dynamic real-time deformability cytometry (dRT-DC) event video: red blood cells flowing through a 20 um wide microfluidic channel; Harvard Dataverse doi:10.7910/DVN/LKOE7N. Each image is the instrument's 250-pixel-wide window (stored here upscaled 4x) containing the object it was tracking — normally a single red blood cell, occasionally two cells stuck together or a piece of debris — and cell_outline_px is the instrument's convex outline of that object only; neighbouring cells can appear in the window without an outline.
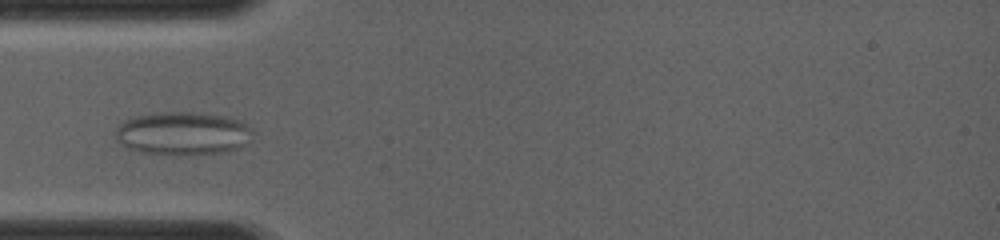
{"species": "common noctule bat (a hibernating species)", "species_latin": "Nyctalus noctula", "temperature_condition": "room temperature", "stored_images_in_passage": 15, "camera_frame_rate_fps": 4000, "um_per_image_px": 0.085, "animal": {"sex": "female", "body_mass_g": 19.0, "forearm_length_mm": 56.7}, "frame": {"image": 1, "passage_image": 1, "time_ms": 0.0, "image_size_px": [1000, 240], "cell_outline_px": [[252, 140], [228, 152], [144, 152], [128, 148], [120, 144], [116, 140], [116, 128], [124, 120], [136, 116], [160, 112], [204, 112], [228, 116], [240, 120], [252, 128]], "centroid_in_image_um": [15.57, 11.28], "position_along_channel_um": 69.4, "area_um2": 33.93}}
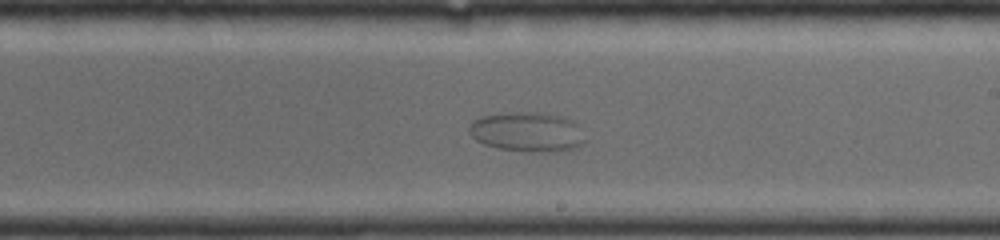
{"frame": {"image": 2, "passage_image": 9, "time_ms": 4.0, "image_size_px": [1000, 240], "cell_outline_px": [[584, 144], [576, 148], [556, 152], [544, 152], [496, 148], [484, 144], [476, 140], [468, 132], [468, 128], [472, 120], [480, 116], [504, 112], [544, 112], [576, 120], [584, 140]], "centroid_in_image_um": [44.81, 11.19], "position_along_channel_um": 244.2, "area_um2": 27.17}}
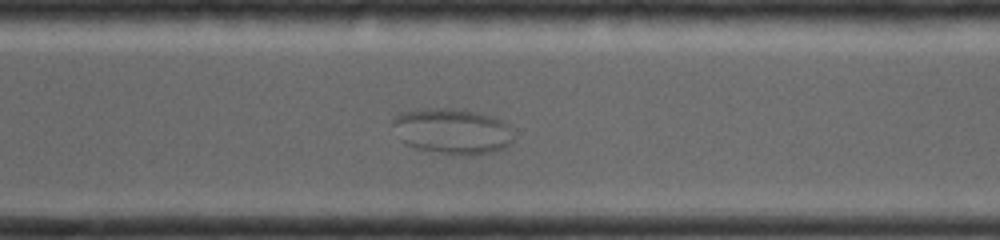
{"frame": {"image": 3, "passage_image": 14, "time_ms": 6.0, "image_size_px": [1000, 240], "cell_outline_px": [[512, 140], [504, 148], [492, 152], [468, 156], [464, 156], [416, 148], [404, 144], [400, 140], [392, 124], [392, 120], [400, 112], [420, 108], [452, 108], [492, 116], [508, 124], [512, 136]], "centroid_in_image_um": [38.4, 11.15], "position_along_channel_um": 332.2, "area_um2": 32.08}}